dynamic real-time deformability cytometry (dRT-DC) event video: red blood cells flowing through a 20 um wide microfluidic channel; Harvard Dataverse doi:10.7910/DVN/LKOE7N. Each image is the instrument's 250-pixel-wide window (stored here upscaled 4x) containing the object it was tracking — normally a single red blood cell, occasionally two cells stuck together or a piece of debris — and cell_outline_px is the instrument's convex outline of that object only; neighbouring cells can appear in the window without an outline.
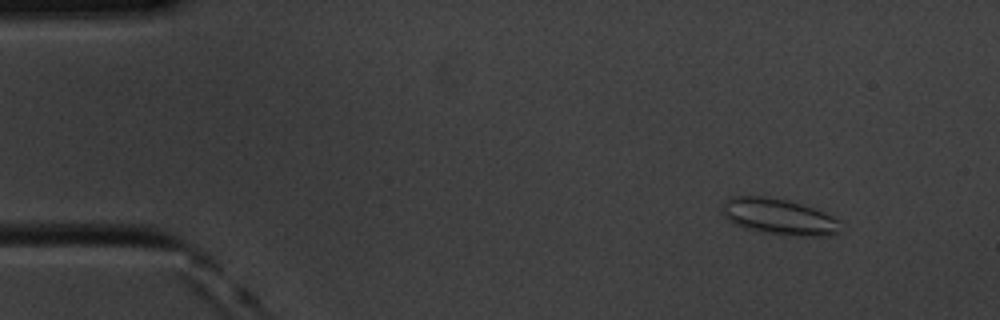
{"species": "common noctule bat (a hibernating species)", "species_latin": "Nyctalus noctula", "temperature_condition": "cold", "stored_images_in_passage": 58, "camera_frame_rate_fps": 3000, "um_per_image_px": 0.085, "animal": {"sex": "male", "body_mass_g": 20.1, "forearm_length_mm": 53.5}, "frame": {"image": 1, "passage_image": 6, "time_ms": 1.667, "image_size_px": [1000, 320], "cell_outline_px": [[840, 232], [828, 236], [796, 236], [760, 232], [744, 228], [732, 224], [720, 212], [724, 200], [732, 196], [764, 196], [788, 200], [824, 212], [840, 220]], "centroid_in_image_um": [66.17, 18.42], "position_along_channel_um": 18.8, "area_um2": 25.2}}
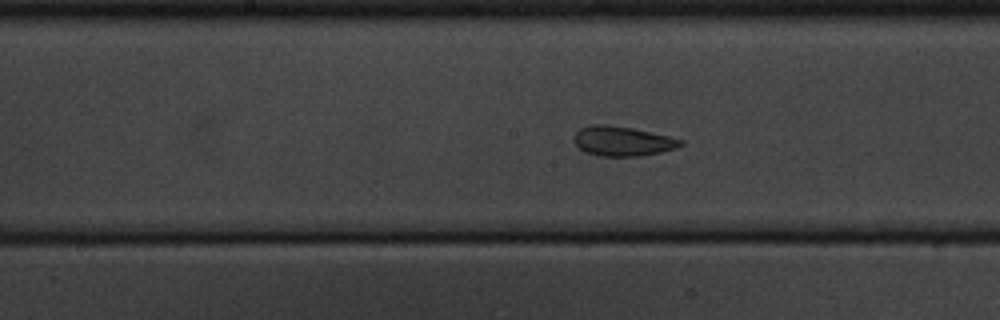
{"frame": {"image": 2, "passage_image": 29, "time_ms": 9.333, "image_size_px": [1000, 320], "cell_outline_px": [[684, 144], [676, 148], [660, 152], [640, 156], [600, 156], [584, 152], [576, 144], [576, 132], [580, 128], [592, 124], [604, 124], [632, 128], [668, 136], [684, 140]], "centroid_in_image_um": [52.93, 12.0], "position_along_channel_um": 195.3, "area_um2": 18.26}}
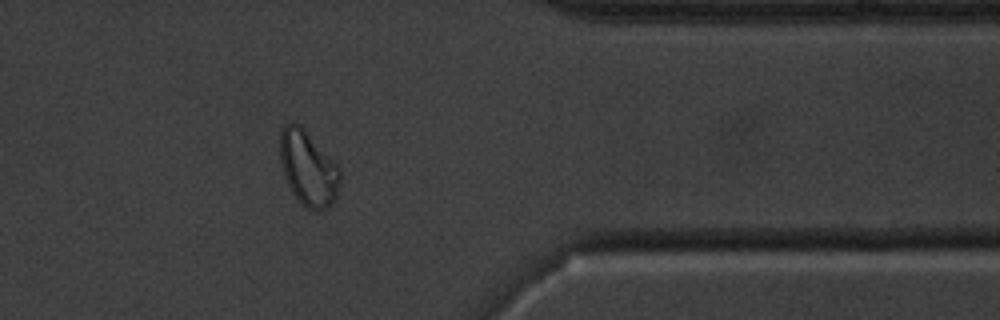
{"frame": {"image": 3, "passage_image": 47, "time_ms": 15.333, "image_size_px": [1000, 320], "cell_outline_px": [[340, 180], [336, 196], [332, 204], [328, 208], [320, 212], [316, 212], [300, 204], [292, 192], [284, 176], [280, 160], [280, 132], [284, 124], [300, 124], [340, 168]], "centroid_in_image_um": [26.19, 14.34], "position_along_channel_um": 385.2, "area_um2": 26.18}, "authors_computed_cell_mechanics": {"area_um2": 21.0681, "velocity_mm_per_s": 3.4342, "shape_relaxation_time_tau1_ms": 4.4299, "shape_relaxation_time_tau2_ms": 1.5688, "deformation_change_tau1": 0.1235, "deformation_change_tau2": 0.0788}}